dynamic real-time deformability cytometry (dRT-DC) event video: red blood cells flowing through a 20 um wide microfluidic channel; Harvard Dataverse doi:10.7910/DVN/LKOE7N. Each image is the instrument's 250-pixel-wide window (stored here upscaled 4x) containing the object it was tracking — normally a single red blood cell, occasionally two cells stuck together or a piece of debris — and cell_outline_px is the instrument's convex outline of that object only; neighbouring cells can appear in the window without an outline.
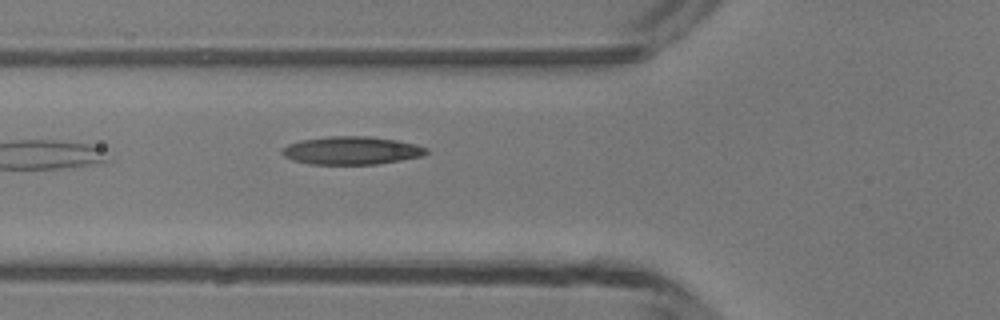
{"species": "common noctule bat (a hibernating species)", "species_latin": "Nyctalus noctula", "temperature_condition": "room temperature", "stored_images_in_passage": 4, "segment_of_instrument_passage": [1, 2], "camera_frame_rate_fps": 3000, "um_per_image_px": 0.085, "animal": {"sex": "male", "body_mass_g": 13.3}, "frame": {"image": 1, "passage_image": 3, "time_ms": 2.333, "image_size_px": [1000, 320], "cell_outline_px": [[428, 152], [420, 156], [400, 160], [376, 164], [312, 164], [292, 160], [284, 156], [280, 152], [280, 148], [288, 144], [300, 140], [328, 136], [372, 136], [396, 140], [416, 144], [428, 148]], "centroid_in_image_um": [29.84, 12.78], "position_along_channel_um": 96.0, "area_um2": 23.64}}